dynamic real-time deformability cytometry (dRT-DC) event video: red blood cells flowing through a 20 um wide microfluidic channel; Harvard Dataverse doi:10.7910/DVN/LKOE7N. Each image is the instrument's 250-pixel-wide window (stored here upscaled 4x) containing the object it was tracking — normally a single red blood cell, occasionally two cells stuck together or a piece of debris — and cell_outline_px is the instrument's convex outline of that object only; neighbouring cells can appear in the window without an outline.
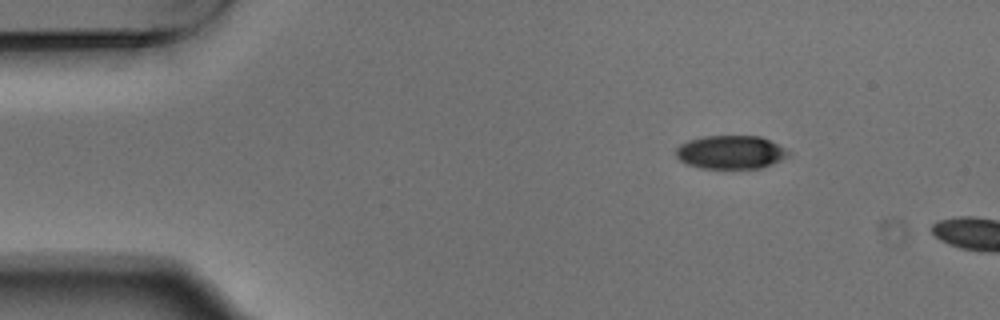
{"species": "Egyptian fruit bat (a non-hibernating species)", "species_latin": "Rousettus aegyptiacus", "temperature_condition": "warm", "stored_images_in_passage": 2, "camera_frame_rate_fps": 3000, "um_per_image_px": 0.085, "animal": {"sex": "male"}, "frame": {"image": 1, "passage_image": 1, "time_ms": 0.0, "image_size_px": [1000, 320], "cell_outline_px": [[788, 156], [772, 164], [760, 168], [700, 168], [684, 164], [676, 156], [676, 148], [680, 144], [688, 140], [704, 136], [760, 136], [784, 148], [788, 152]], "centroid_in_image_um": [62.05, 12.94], "position_along_channel_um": 23.0, "area_um2": 21.79}}